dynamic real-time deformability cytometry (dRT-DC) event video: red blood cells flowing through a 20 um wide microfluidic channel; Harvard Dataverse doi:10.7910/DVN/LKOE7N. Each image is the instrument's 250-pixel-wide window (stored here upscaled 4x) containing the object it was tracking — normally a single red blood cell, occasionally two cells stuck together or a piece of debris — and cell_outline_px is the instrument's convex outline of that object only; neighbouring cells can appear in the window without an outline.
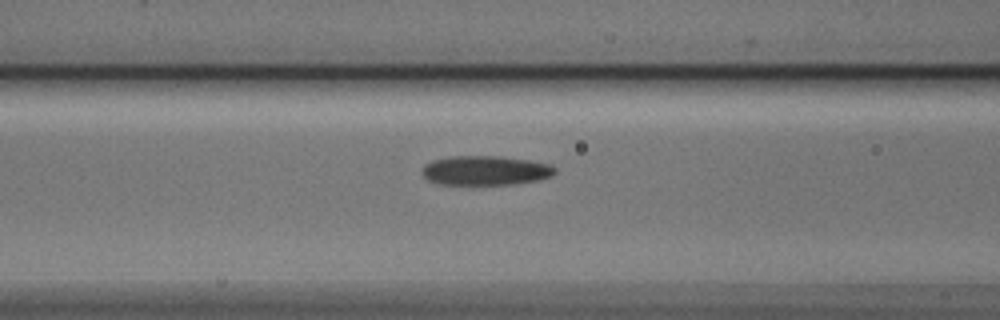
{"species": "Egyptian fruit bat (a non-hibernating species)", "species_latin": "Rousettus aegyptiacus", "temperature_condition": "cold", "stored_images_in_passage": 17, "camera_frame_rate_fps": 3000, "um_per_image_px": 0.085, "animal": {"sex": "male"}, "frame": {"image": 1, "passage_image": 15, "time_ms": 4.667, "image_size_px": [1000, 320], "cell_outline_px": [[556, 172], [552, 176], [540, 180], [516, 184], [436, 184], [428, 180], [420, 172], [424, 164], [432, 160], [452, 156], [500, 156], [528, 160], [548, 164], [556, 168]], "centroid_in_image_um": [41.24, 14.49], "position_along_channel_um": 125.4, "area_um2": 22.95}}